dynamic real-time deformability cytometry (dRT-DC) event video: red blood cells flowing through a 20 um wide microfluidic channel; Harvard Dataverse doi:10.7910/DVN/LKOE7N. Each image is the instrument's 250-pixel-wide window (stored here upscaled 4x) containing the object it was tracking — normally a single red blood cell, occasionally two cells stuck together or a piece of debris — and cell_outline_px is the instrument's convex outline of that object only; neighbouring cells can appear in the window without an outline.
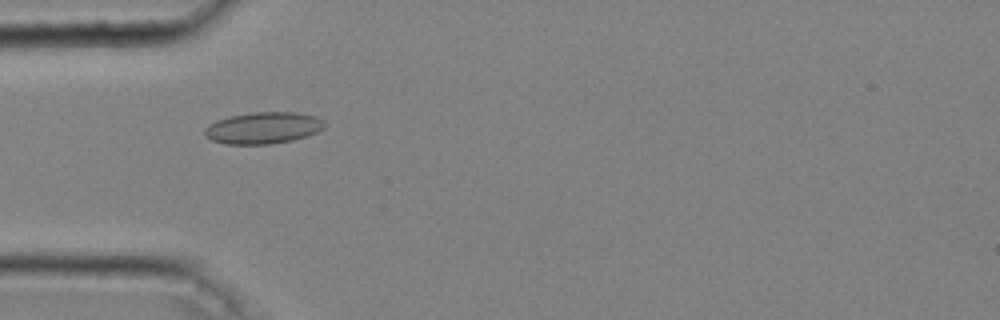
{"species": "common noctule bat (a hibernating species)", "species_latin": "Nyctalus noctula", "temperature_condition": "cold", "stored_images_in_passage": 29, "camera_frame_rate_fps": 3000, "um_per_image_px": 0.085, "animal": {"sex": "male", "body_mass_g": 20.4}, "frame": {"image": 1, "passage_image": 1, "time_ms": 0.0, "image_size_px": [1000, 320], "cell_outline_px": [[328, 124], [324, 128], [308, 136], [292, 140], [268, 144], [224, 144], [212, 140], [204, 136], [204, 128], [208, 124], [216, 120], [232, 116], [252, 112], [296, 112], [316, 116], [324, 120]], "centroid_in_image_um": [22.39, 10.87], "position_along_channel_um": 62.6, "area_um2": 22.31}}
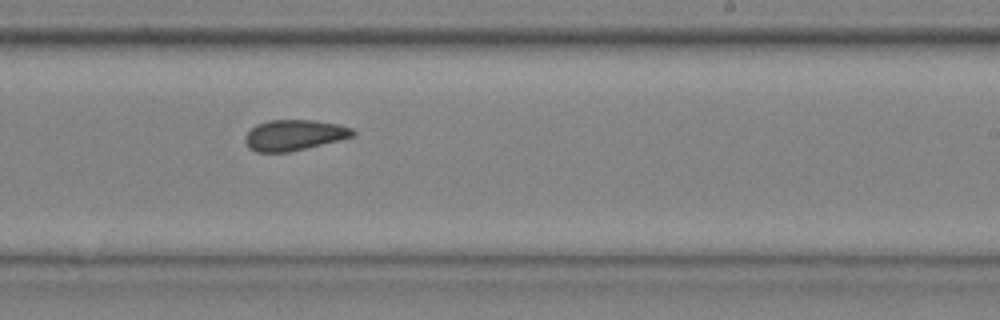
{"frame": {"image": 2, "passage_image": 16, "time_ms": 5.0, "image_size_px": [1000, 320], "cell_outline_px": [[356, 136], [340, 140], [288, 152], [256, 152], [248, 148], [244, 140], [244, 136], [256, 124], [268, 120], [312, 120], [340, 124], [352, 128], [356, 132]], "centroid_in_image_um": [25.01, 11.48], "position_along_channel_um": 264.0, "area_um2": 19.42}}
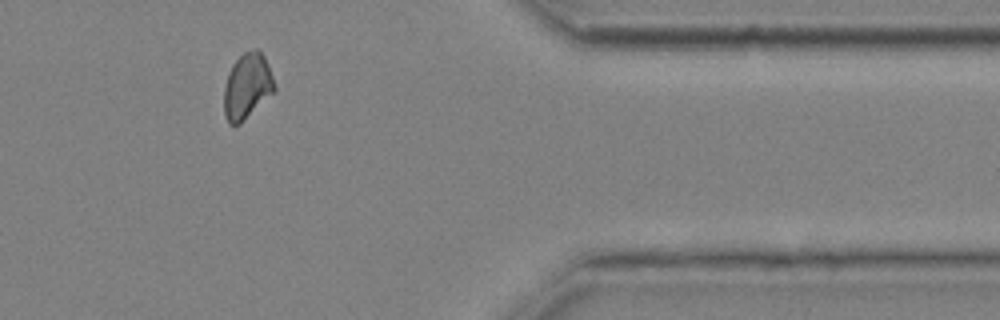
{"frame": {"image": 3, "passage_image": 27, "time_ms": 8.667, "image_size_px": [1000, 320], "cell_outline_px": [[276, 92], [240, 124], [228, 124], [224, 116], [224, 88], [228, 72], [232, 64], [244, 52], [256, 48], [260, 48], [268, 64], [276, 88]], "centroid_in_image_um": [21.02, 7.33], "position_along_channel_um": 390.4, "area_um2": 19.65}, "authors_computed_cell_mechanics": {"area_um2": 19.1896, "velocity_mm_per_s": 4.0579, "shape_relaxation_time_tau1_ms": 7.1771, "shape_relaxation_time_tau2_ms": 2.4171, "deformation_change_tau1": 0.0894, "deformation_change_tau2": 0.0714}}